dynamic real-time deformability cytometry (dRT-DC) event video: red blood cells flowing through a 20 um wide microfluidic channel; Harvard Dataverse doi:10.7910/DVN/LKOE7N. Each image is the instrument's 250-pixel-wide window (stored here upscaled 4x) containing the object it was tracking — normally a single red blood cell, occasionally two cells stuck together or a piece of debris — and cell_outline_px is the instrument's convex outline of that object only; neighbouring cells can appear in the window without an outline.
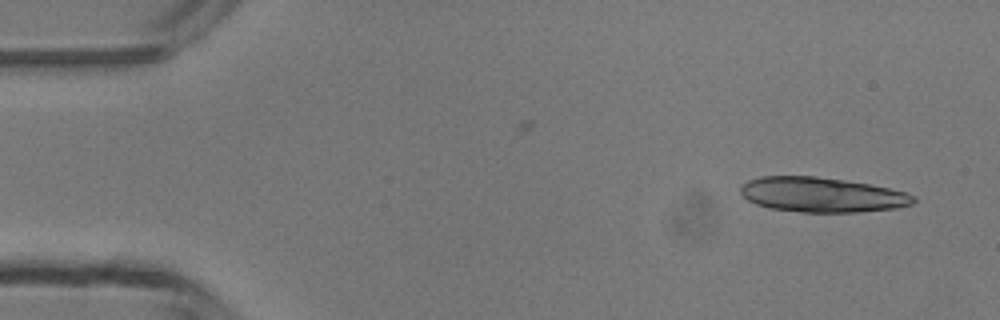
{"species": "common noctule bat (a hibernating species)", "species_latin": "Nyctalus noctula", "temperature_condition": "room temperature", "stored_images_in_passage": 3, "camera_frame_rate_fps": 3000, "um_per_image_px": 0.085, "animal": {"sex": "male", "body_mass_g": 13.3}, "frame": {"image": 1, "passage_image": 1, "time_ms": 0.0, "image_size_px": [1000, 320], "cell_outline_px": [[916, 200], [912, 204], [896, 208], [860, 212], [800, 212], [768, 208], [756, 204], [748, 200], [740, 192], [740, 188], [748, 180], [760, 176], [816, 176], [844, 180], [868, 184], [888, 188], [904, 192], [916, 196]], "centroid_in_image_um": [69.84, 16.56], "position_along_channel_um": 15.2, "area_um2": 35.08}}